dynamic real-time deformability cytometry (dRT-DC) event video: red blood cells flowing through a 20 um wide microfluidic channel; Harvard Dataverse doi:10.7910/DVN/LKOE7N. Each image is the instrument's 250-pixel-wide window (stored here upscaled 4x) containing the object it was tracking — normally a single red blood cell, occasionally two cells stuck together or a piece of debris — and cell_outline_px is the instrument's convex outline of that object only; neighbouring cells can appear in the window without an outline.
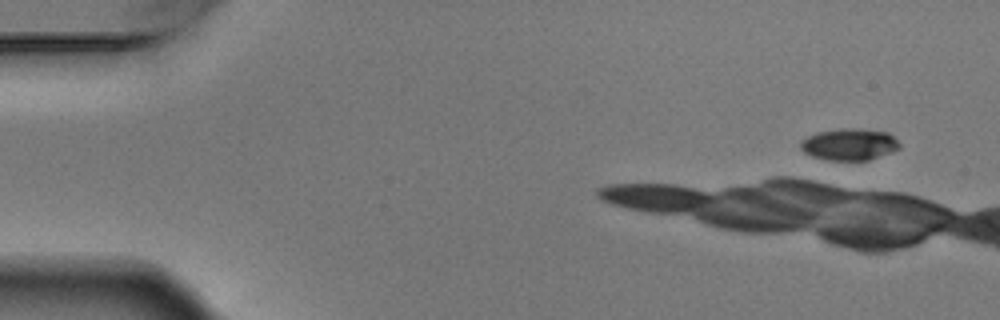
{"species": "Egyptian fruit bat (a non-hibernating species)", "species_latin": "Rousettus aegyptiacus", "temperature_condition": "warm", "stored_images_in_passage": 2, "camera_frame_rate_fps": 3000, "um_per_image_px": 0.085, "animal": {"sex": "male"}, "frame": {"image": 1, "passage_image": 1, "time_ms": 0.0, "image_size_px": [1000, 320], "cell_outline_px": [[900, 148], [892, 152], [868, 160], [828, 160], [812, 156], [804, 152], [800, 148], [800, 144], [808, 136], [816, 132], [840, 128], [856, 128], [888, 132], [900, 144]], "centroid_in_image_um": [72.2, 12.27], "position_along_channel_um": 12.8, "area_um2": 18.26}}